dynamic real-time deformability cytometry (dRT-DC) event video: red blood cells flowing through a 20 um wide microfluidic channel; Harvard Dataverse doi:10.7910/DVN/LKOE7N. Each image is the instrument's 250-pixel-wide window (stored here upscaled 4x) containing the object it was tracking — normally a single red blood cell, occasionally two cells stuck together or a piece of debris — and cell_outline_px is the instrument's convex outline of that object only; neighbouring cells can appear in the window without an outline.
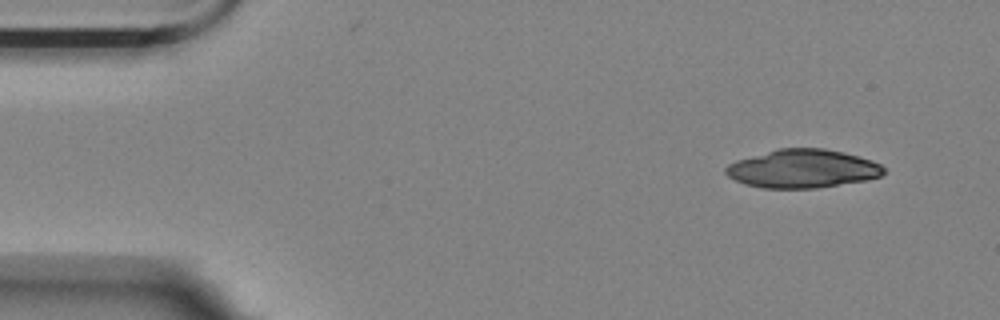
{"species": "Egyptian fruit bat (a non-hibernating species)", "species_latin": "Rousettus aegyptiacus", "temperature_condition": "room temperature", "stored_images_in_passage": 4, "camera_frame_rate_fps": 3000, "um_per_image_px": 0.085, "animal": {"sex": "female"}, "frame": {"image": 1, "passage_image": 1, "time_ms": 0.0, "image_size_px": [1000, 320], "cell_outline_px": [[884, 172], [880, 176], [868, 180], [816, 188], [764, 188], [744, 184], [728, 176], [724, 172], [724, 168], [728, 164], [736, 160], [780, 148], [824, 148], [844, 152], [872, 160], [880, 164], [884, 168]], "centroid_in_image_um": [68.22, 14.34], "position_along_channel_um": 16.8, "area_um2": 35.37}}